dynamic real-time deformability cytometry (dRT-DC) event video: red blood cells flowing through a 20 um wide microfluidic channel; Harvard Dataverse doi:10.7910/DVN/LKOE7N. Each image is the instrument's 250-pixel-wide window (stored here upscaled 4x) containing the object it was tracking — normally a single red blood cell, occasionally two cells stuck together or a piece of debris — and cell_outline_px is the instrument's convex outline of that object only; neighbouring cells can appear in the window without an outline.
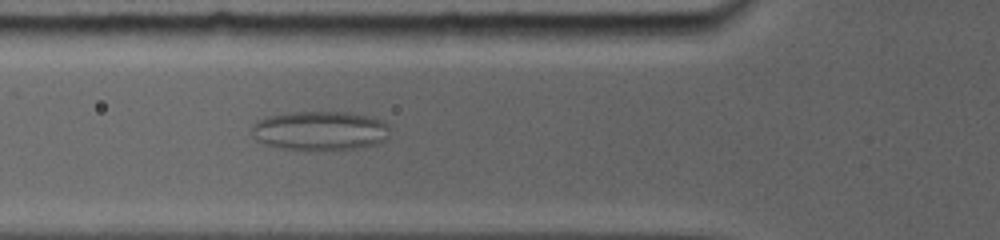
{"species": "common noctule bat (a hibernating species)", "species_latin": "Nyctalus noctula", "temperature_condition": "room temperature", "stored_images_in_passage": 36, "camera_frame_rate_fps": 5000, "um_per_image_px": 0.085, "animal": {"sex": "female", "body_mass_g": 19.0, "forearm_length_mm": 56.7}, "frame": {"image": 1, "passage_image": 10, "time_ms": 4.8, "image_size_px": [1000, 240], "cell_outline_px": [[384, 124], [376, 140], [368, 144], [352, 148], [292, 148], [272, 144], [260, 140], [256, 128], [256, 120], [268, 116], [296, 112], [344, 112], [364, 116], [380, 120]], "centroid_in_image_um": [27.09, 11.05], "position_along_channel_um": 98.7, "area_um2": 28.38}}
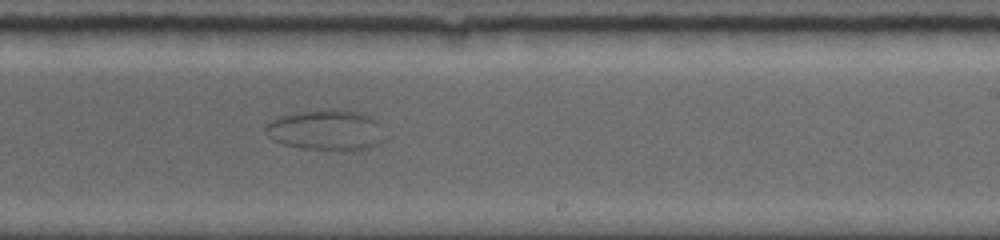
{"frame": {"image": 2, "passage_image": 19, "time_ms": 9.6, "image_size_px": [1000, 240], "cell_outline_px": [[384, 140], [376, 144], [364, 148], [300, 148], [284, 144], [272, 140], [268, 136], [264, 128], [272, 120], [280, 116], [296, 112], [332, 108], [356, 112], [368, 116], [376, 120]], "centroid_in_image_um": [27.64, 11.02], "position_along_channel_um": 261.4, "area_um2": 27.22}}
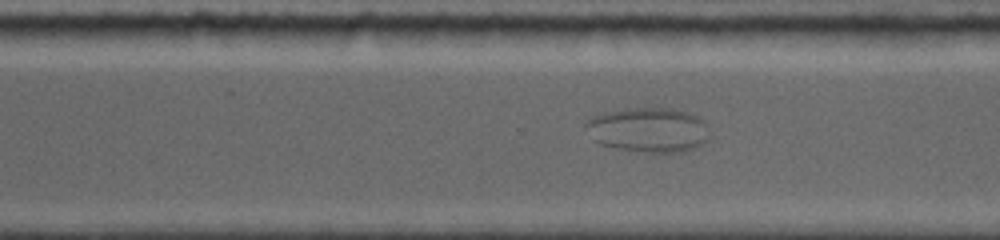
{"frame": {"image": 3, "passage_image": 22, "time_ms": 11.2, "image_size_px": [1000, 240], "cell_outline_px": [[708, 140], [704, 144], [696, 148], [684, 152], [644, 152], [616, 148], [600, 144], [592, 140], [584, 124], [592, 116], [604, 112], [628, 108], [672, 108], [696, 116], [704, 120], [708, 136]], "centroid_in_image_um": [55.09, 11.05], "position_along_channel_um": 315.5, "area_um2": 32.37}}